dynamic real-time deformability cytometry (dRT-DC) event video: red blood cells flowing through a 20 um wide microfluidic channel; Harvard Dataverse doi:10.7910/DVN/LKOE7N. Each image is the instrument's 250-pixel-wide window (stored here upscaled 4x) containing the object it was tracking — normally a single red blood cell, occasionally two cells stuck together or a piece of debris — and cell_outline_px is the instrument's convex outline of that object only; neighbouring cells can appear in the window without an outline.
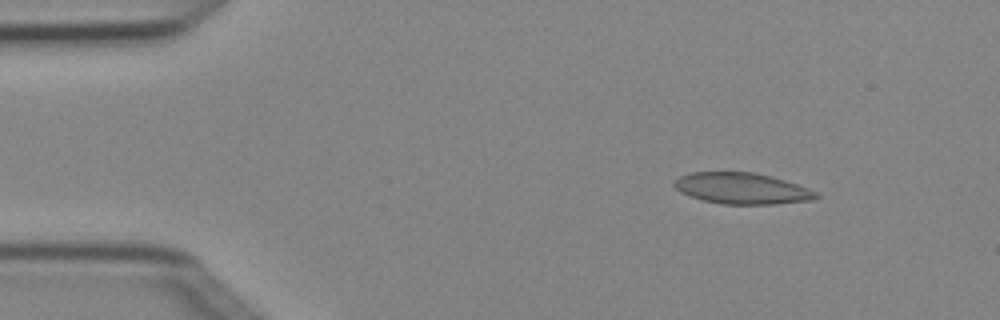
{"species": "Egyptian fruit bat (a non-hibernating species)", "species_latin": "Rousettus aegyptiacus", "temperature_condition": "cold", "stored_images_in_passage": 4, "camera_frame_rate_fps": 3000, "um_per_image_px": 0.085, "animal": {"sex": "female"}, "frame": {"image": 1, "passage_image": 2, "time_ms": 0.333, "image_size_px": [1000, 320], "cell_outline_px": [[820, 196], [812, 200], [776, 204], [724, 204], [704, 200], [680, 192], [672, 184], [680, 176], [692, 172], [756, 172], [772, 176], [808, 188], [816, 192]], "centroid_in_image_um": [63.08, 16.01], "position_along_channel_um": 21.9, "area_um2": 25.61}}